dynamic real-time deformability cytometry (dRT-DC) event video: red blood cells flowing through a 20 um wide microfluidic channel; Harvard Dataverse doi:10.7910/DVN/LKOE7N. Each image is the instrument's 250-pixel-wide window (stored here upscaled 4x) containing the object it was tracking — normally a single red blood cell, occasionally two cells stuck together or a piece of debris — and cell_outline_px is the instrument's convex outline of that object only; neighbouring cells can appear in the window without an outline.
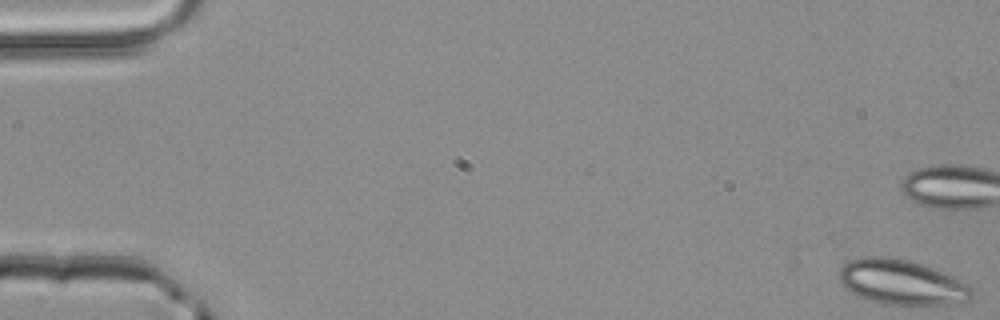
{"species": "common noctule bat (a hibernating species)", "species_latin": "Nyctalus noctula", "temperature_condition": "room temperature", "stored_images_in_passage": 5, "camera_frame_rate_fps": 3000, "um_per_image_px": 0.085, "animal": {"sex": "male", "body_mass_g": 20.4}, "frame": {"image": 1, "passage_image": 1, "time_ms": 0.0, "image_size_px": [1000, 320], "cell_outline_px": [[972, 296], [968, 300], [948, 304], [884, 304], [868, 300], [856, 296], [844, 288], [840, 284], [836, 276], [840, 264], [848, 260], [864, 256], [884, 256], [908, 260], [936, 268], [968, 284], [972, 288]], "centroid_in_image_um": [76.54, 23.96], "position_along_channel_um": 8.5, "area_um2": 35.26}}
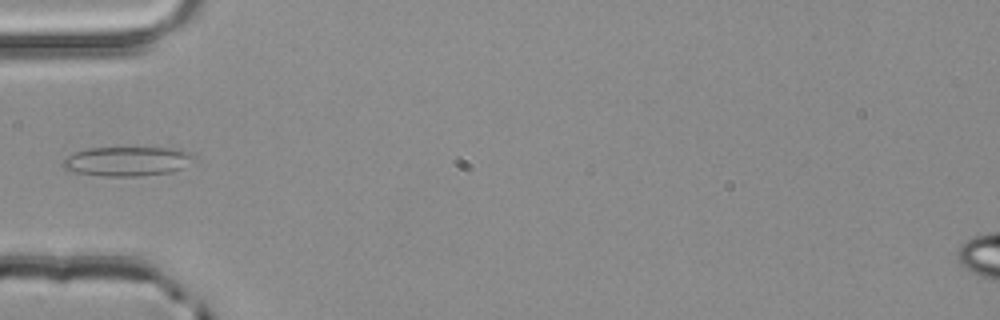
{"frame": {"image": 2, "passage_image": 5, "time_ms": 1.333, "image_size_px": [1000, 320], "cell_outline_px": [[196, 160], [184, 168], [172, 172], [140, 176], [104, 176], [76, 172], [64, 168], [60, 164], [68, 156], [76, 152], [88, 148], [180, 148], [192, 152], [196, 156]], "centroid_in_image_um": [10.92, 13.7], "position_along_channel_um": 74.1, "area_um2": 22.72}}